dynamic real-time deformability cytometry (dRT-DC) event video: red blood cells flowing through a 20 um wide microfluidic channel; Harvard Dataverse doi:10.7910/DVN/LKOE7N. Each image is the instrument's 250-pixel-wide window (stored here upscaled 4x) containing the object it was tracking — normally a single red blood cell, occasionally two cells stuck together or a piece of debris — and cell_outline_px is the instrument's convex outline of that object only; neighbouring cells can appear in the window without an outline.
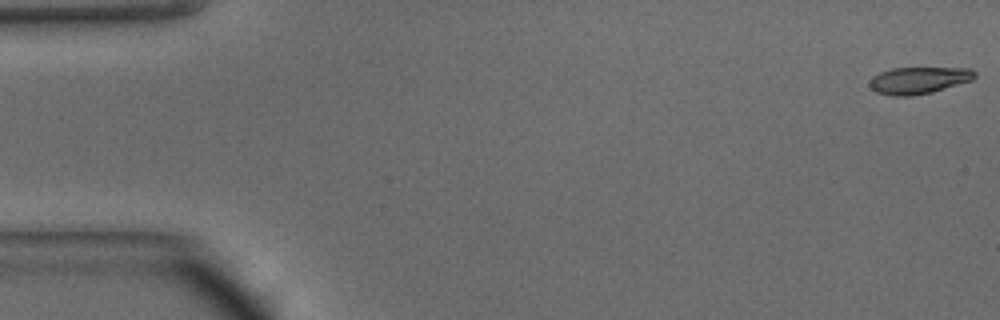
{"species": "common noctule bat (a hibernating species)", "species_latin": "Nyctalus noctula", "temperature_condition": "warm", "stored_images_in_passage": 45, "camera_frame_rate_fps": 3000, "um_per_image_px": 0.085, "animal": {"sex": "male", "body_mass_g": 15.6}, "frame": {"image": 1, "passage_image": 1, "time_ms": 0.0, "image_size_px": [1000, 320], "cell_outline_px": [[976, 76], [972, 80], [932, 92], [912, 96], [892, 96], [876, 92], [868, 84], [868, 80], [872, 76], [880, 72], [892, 68], [972, 68], [976, 72]], "centroid_in_image_um": [78.07, 6.82], "position_along_channel_um": 6.9, "area_um2": 16.59}}
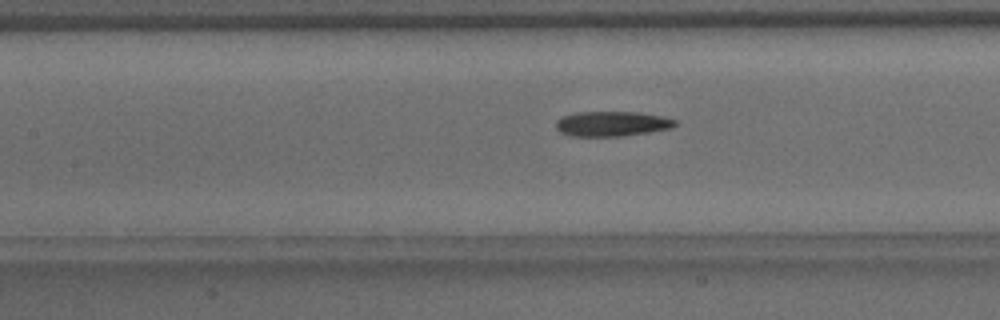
{"frame": {"image": 2, "passage_image": 21, "time_ms": 6.667, "image_size_px": [1000, 320], "cell_outline_px": [[676, 124], [672, 128], [648, 132], [620, 136], [572, 136], [560, 132], [556, 128], [556, 120], [560, 116], [576, 112], [640, 112], [660, 116], [676, 120]], "centroid_in_image_um": [51.97, 10.51], "position_along_channel_um": 155.4, "area_um2": 17.34}}
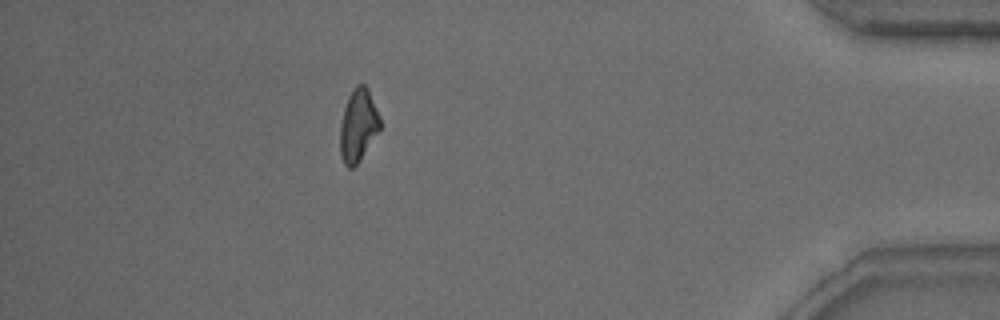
{"frame": {"image": 3, "passage_image": 42, "time_ms": 13.667, "image_size_px": [1000, 320], "cell_outline_px": [[380, 128], [360, 160], [352, 168], [348, 168], [344, 164], [340, 156], [340, 124], [344, 108], [348, 96], [352, 88], [356, 84], [364, 84], [368, 88], [376, 108], [380, 120]], "centroid_in_image_um": [30.42, 10.64], "position_along_channel_um": 404.8, "area_um2": 16.82}}